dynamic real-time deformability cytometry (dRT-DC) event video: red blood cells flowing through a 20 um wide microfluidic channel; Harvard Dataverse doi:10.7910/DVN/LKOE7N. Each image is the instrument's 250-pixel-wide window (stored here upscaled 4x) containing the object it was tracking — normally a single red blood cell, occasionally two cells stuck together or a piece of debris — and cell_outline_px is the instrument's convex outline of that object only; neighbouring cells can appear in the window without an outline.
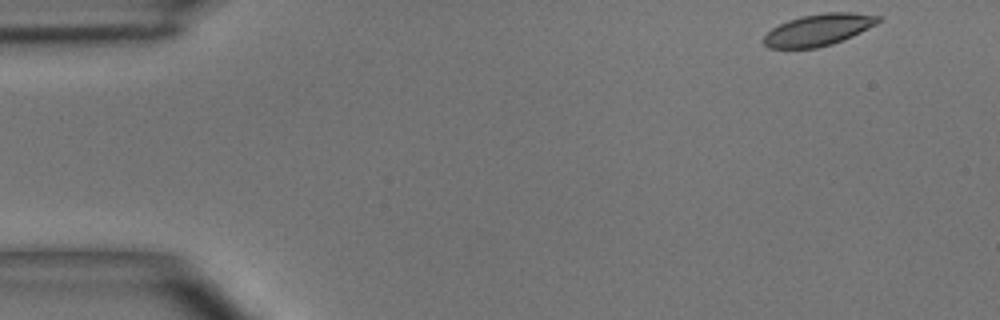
{"species": "common noctule bat (a hibernating species)", "species_latin": "Nyctalus noctula", "temperature_condition": "room temperature", "stored_images_in_passage": 4, "camera_frame_rate_fps": 3000, "um_per_image_px": 0.085, "animal": {"sex": "male", "body_mass_g": 15.6}, "frame": {"image": 1, "passage_image": 1, "time_ms": 0.0, "image_size_px": [1000, 320], "cell_outline_px": [[880, 20], [876, 24], [852, 36], [832, 44], [816, 48], [768, 48], [764, 44], [764, 36], [772, 28], [788, 20], [800, 16], [828, 12], [848, 12], [880, 16]], "centroid_in_image_um": [69.55, 2.53], "position_along_channel_um": 15.5, "area_um2": 20.92}}
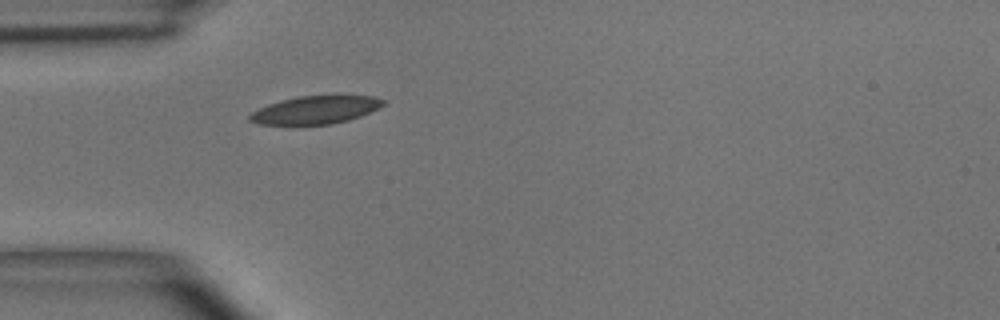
{"frame": {"image": 2, "passage_image": 4, "time_ms": 3.667, "image_size_px": [1000, 320], "cell_outline_px": [[384, 104], [360, 116], [348, 120], [332, 124], [296, 128], [292, 128], [260, 124], [248, 120], [248, 116], [252, 112], [268, 104], [280, 100], [300, 96], [332, 92], [372, 96], [384, 100]], "centroid_in_image_um": [26.77, 9.35], "position_along_channel_um": 58.2, "area_um2": 23.41}}